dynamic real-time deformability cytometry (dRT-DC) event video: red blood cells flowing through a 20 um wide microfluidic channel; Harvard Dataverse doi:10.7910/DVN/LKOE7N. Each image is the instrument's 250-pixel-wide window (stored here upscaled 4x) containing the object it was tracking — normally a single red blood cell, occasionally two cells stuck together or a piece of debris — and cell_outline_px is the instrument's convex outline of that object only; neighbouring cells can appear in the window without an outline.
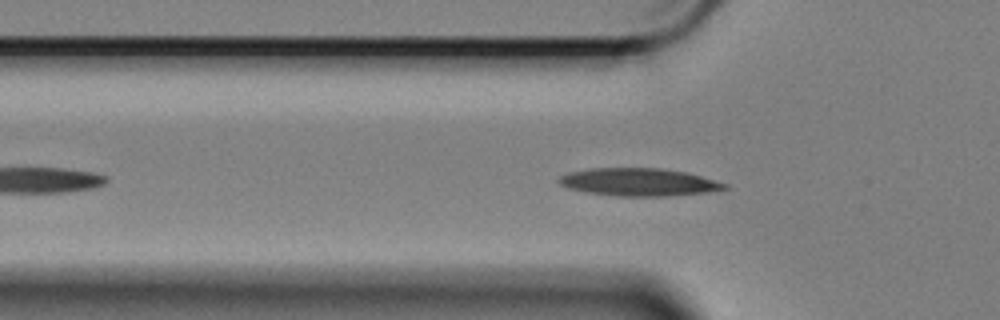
{"species": "Egyptian fruit bat (a non-hibernating species)", "species_latin": "Rousettus aegyptiacus", "temperature_condition": "cold", "stored_images_in_passage": 46, "camera_frame_rate_fps": 3000, "um_per_image_px": 0.085, "animal": {"sex": "female"}, "frame": {"image": 1, "passage_image": 9, "time_ms": 2.667, "image_size_px": [1000, 320], "cell_outline_px": [[728, 188], [708, 192], [668, 196], [616, 196], [588, 192], [568, 188], [560, 184], [556, 180], [560, 176], [568, 172], [588, 168], [660, 168], [688, 172], [728, 184]], "centroid_in_image_um": [54.29, 15.47], "position_along_channel_um": 71.5, "area_um2": 26.88}}
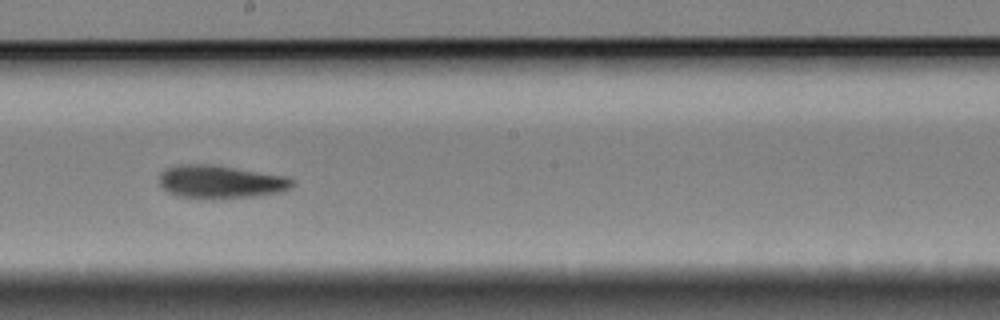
{"frame": {"image": 2, "passage_image": 23, "time_ms": 7.333, "image_size_px": [1000, 320], "cell_outline_px": [[296, 184], [292, 188], [280, 192], [252, 196], [212, 200], [204, 200], [176, 196], [168, 192], [160, 184], [160, 172], [164, 168], [180, 164], [216, 164], [284, 176], [296, 180]], "centroid_in_image_um": [18.74, 15.46], "position_along_channel_um": 229.5, "area_um2": 26.3}}
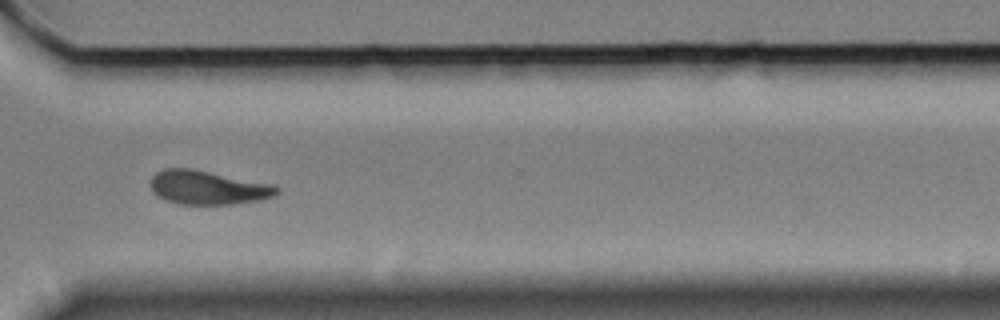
{"frame": {"image": 3, "passage_image": 34, "time_ms": 11.0, "image_size_px": [1000, 320], "cell_outline_px": [[280, 192], [276, 196], [264, 200], [232, 204], [180, 204], [164, 200], [156, 196], [152, 192], [152, 176], [156, 172], [164, 168], [192, 168], [276, 184], [280, 188]], "centroid_in_image_um": [17.74, 15.94], "position_along_channel_um": 352.9, "area_um2": 25.49}, "authors_computed_cell_mechanics": {"area_um2": 25.1719, "velocity_mm_per_s": 3.3652, "shape_relaxation_time_tau1_ms": 4.1889, "shape_relaxation_time_tau2_ms": 5.0169, "deformation_change_tau1": 0.1369, "deformation_change_tau2": 0.1009}}